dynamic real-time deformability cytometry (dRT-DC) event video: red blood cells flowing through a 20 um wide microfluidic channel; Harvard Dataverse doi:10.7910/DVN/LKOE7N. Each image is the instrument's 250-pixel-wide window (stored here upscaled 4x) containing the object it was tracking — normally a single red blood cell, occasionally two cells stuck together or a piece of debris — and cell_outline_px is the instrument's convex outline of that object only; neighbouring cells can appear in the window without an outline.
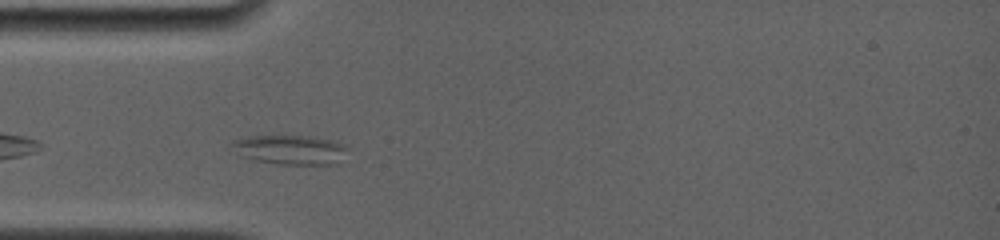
{"species": "common noctule bat (a hibernating species)", "species_latin": "Nyctalus noctula", "temperature_condition": "room temperature", "stored_images_in_passage": 37, "camera_frame_rate_fps": 4000, "um_per_image_px": 0.085, "animal": {"sex": "female", "body_mass_g": 19.0, "forearm_length_mm": 56.7}, "frame": {"image": 1, "passage_image": 3, "time_ms": 0.5, "image_size_px": [1000, 240], "cell_outline_px": [[348, 148], [336, 164], [280, 164], [256, 160], [240, 156], [228, 148], [232, 140], [248, 136], [312, 136], [336, 140], [344, 144]], "centroid_in_image_um": [24.61, 12.71], "position_along_channel_um": 60.4, "area_um2": 20.06}}
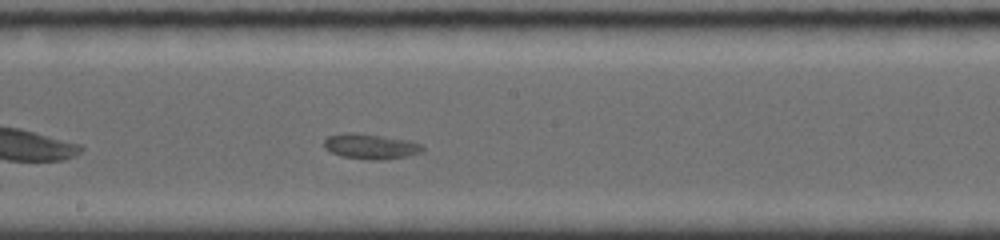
{"frame": {"image": 2, "passage_image": 22, "time_ms": 4.75, "image_size_px": [1000, 240], "cell_outline_px": [[424, 152], [408, 156], [384, 160], [368, 160], [340, 156], [324, 148], [324, 140], [328, 136], [348, 132], [360, 132], [408, 140], [420, 144], [424, 148]], "centroid_in_image_um": [31.51, 12.44], "position_along_channel_um": 216.7, "area_um2": 14.74}}
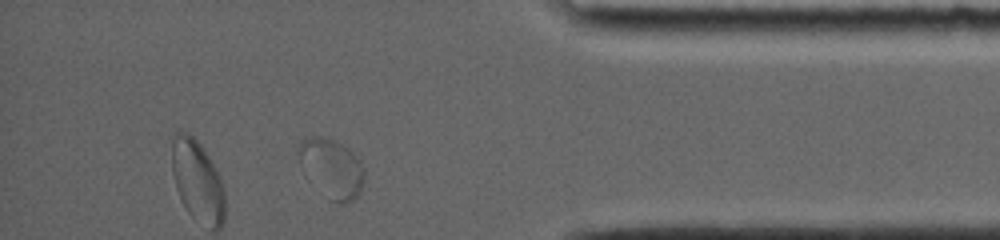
{"frame": {"image": 3, "passage_image": 35, "time_ms": 10.25, "image_size_px": [1000, 240], "cell_outline_px": [[364, 180], [356, 196], [352, 200], [344, 204], [340, 204], [328, 200], [300, 160], [296, 148], [300, 140], [312, 136], [320, 136], [336, 140], [348, 148], [360, 160], [364, 172]], "centroid_in_image_um": [28.22, 14.26], "position_along_channel_um": 407.0, "area_um2": 21.96}}